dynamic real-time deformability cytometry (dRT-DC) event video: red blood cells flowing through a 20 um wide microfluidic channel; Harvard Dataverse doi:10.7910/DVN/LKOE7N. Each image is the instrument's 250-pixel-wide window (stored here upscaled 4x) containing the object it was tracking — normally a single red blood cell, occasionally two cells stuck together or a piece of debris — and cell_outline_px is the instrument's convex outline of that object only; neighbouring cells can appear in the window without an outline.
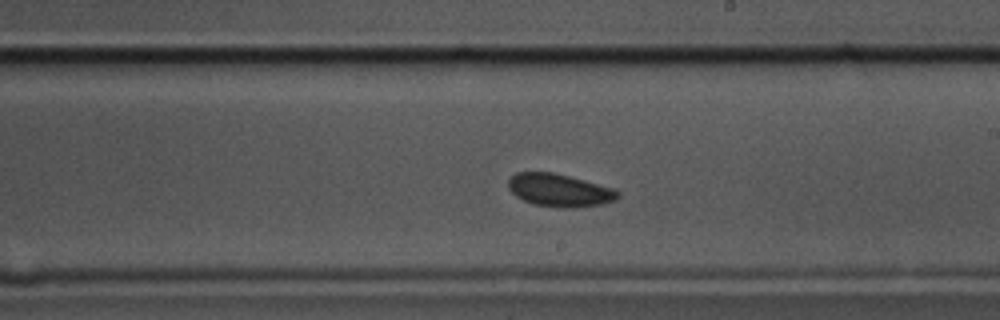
{"species": "common noctule bat (a hibernating species)", "species_latin": "Nyctalus noctula", "temperature_condition": "cold", "stored_images_in_passage": 51, "camera_frame_rate_fps": 3000, "um_per_image_px": 0.085, "animal": {"sex": "male", "body_mass_g": 17.5, "forearm_length_mm": 52.3}, "frame": {"image": 1, "passage_image": 27, "time_ms": 8.667, "image_size_px": [1000, 320], "cell_outline_px": [[620, 196], [616, 200], [600, 204], [572, 208], [564, 208], [532, 204], [516, 196], [508, 188], [508, 180], [516, 172], [552, 172], [616, 188], [620, 192]], "centroid_in_image_um": [47.57, 16.17], "position_along_channel_um": 241.4, "area_um2": 20.98}}
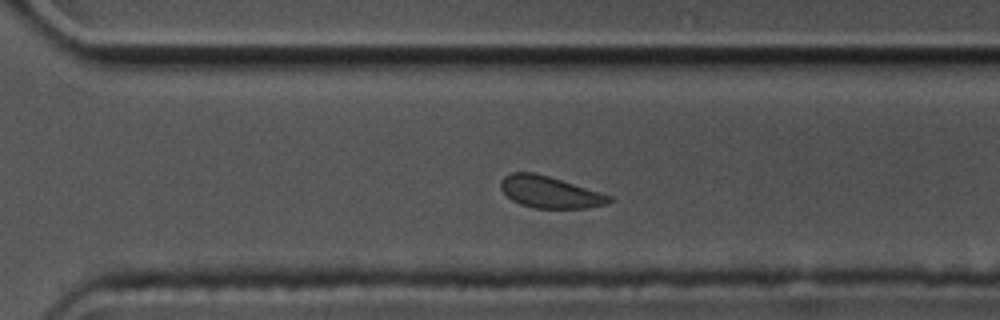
{"frame": {"image": 2, "passage_image": 34, "time_ms": 11.0, "image_size_px": [1000, 320], "cell_outline_px": [[612, 200], [608, 204], [588, 208], [536, 208], [520, 204], [512, 200], [500, 188], [500, 180], [504, 176], [512, 172], [532, 172], [548, 176], [600, 192], [612, 196]], "centroid_in_image_um": [46.73, 16.33], "position_along_channel_um": 323.9, "area_um2": 19.94}}
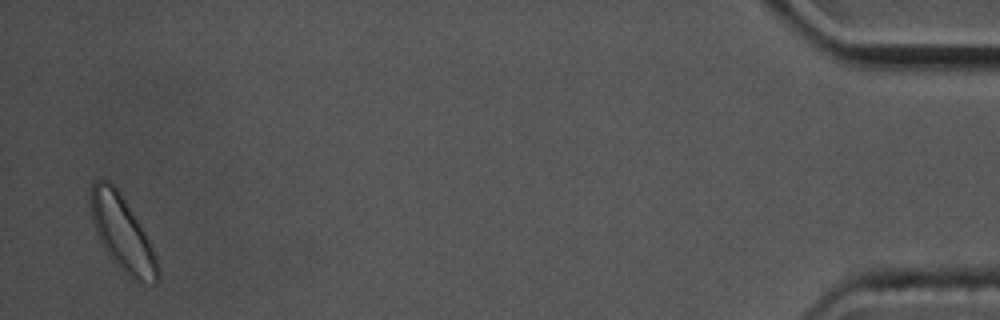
{"frame": {"image": 3, "passage_image": 50, "time_ms": 16.333, "image_size_px": [1000, 320], "cell_outline_px": [[160, 280], [156, 284], [144, 288], [120, 272], [108, 256], [96, 232], [92, 220], [92, 184], [96, 180], [108, 180], [120, 192], [140, 224], [156, 256], [160, 268]], "centroid_in_image_um": [10.46, 20.02], "position_along_channel_um": 424.7, "area_um2": 29.71}, "authors_computed_cell_mechanics": {"area_um2": 20.9236, "velocity_mm_per_s": 3.5304, "shape_relaxation_time_tau1_ms": 1.4174, "shape_relaxation_time_tau2_ms": null, "deformation_change_tau1": 0.0498, "deformation_change_tau2": null}}